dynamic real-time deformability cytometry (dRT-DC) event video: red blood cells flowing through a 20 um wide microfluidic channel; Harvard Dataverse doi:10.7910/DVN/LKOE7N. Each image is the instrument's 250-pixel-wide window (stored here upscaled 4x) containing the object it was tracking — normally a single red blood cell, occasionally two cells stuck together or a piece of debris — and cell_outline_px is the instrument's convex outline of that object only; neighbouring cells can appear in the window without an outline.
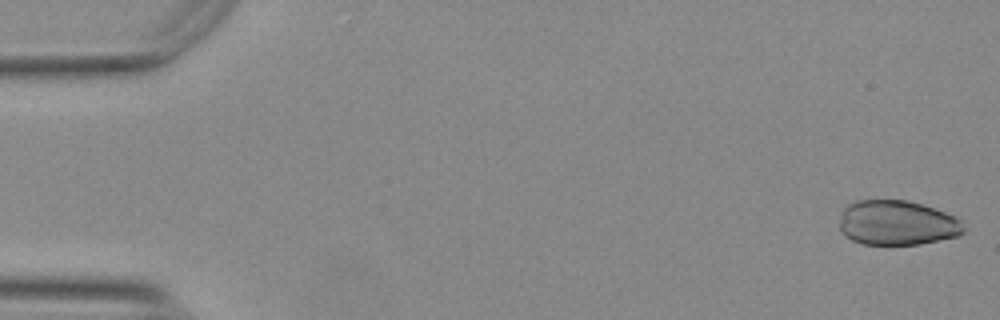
{"species": "Egyptian fruit bat (a non-hibernating species)", "species_latin": "Rousettus aegyptiacus", "temperature_condition": "warm", "stored_images_in_passage": 54, "camera_frame_rate_fps": 3000, "um_per_image_px": 0.085, "animal": {"sex": "female"}, "frame": {"image": 1, "passage_image": 1, "time_ms": 0.0, "image_size_px": [1000, 320], "cell_outline_px": [[964, 232], [956, 236], [920, 244], [864, 244], [852, 240], [844, 236], [840, 232], [840, 220], [844, 208], [848, 204], [856, 200], [904, 200], [920, 204], [944, 212], [960, 220], [964, 228]], "centroid_in_image_um": [76.21, 18.95], "position_along_channel_um": 8.8, "area_um2": 32.14}}
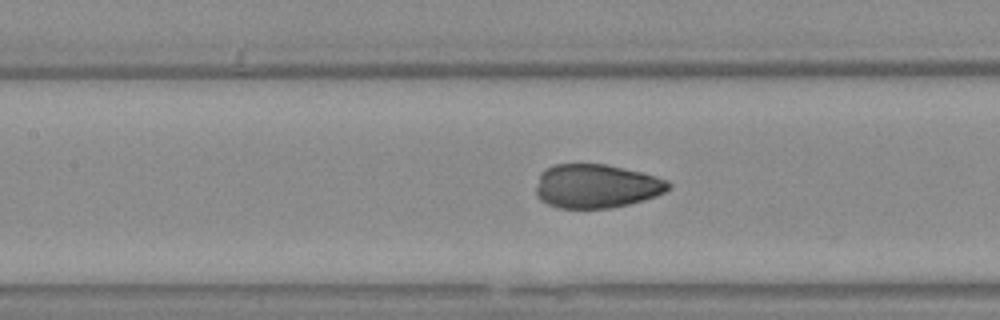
{"frame": {"image": 2, "passage_image": 24, "time_ms": 7.667, "image_size_px": [1000, 320], "cell_outline_px": [[672, 188], [656, 196], [644, 200], [612, 208], [556, 208], [540, 200], [536, 196], [536, 188], [540, 172], [556, 164], [608, 164], [656, 176], [668, 180], [672, 184]], "centroid_in_image_um": [50.7, 15.82], "position_along_channel_um": 156.7, "area_um2": 34.1}}
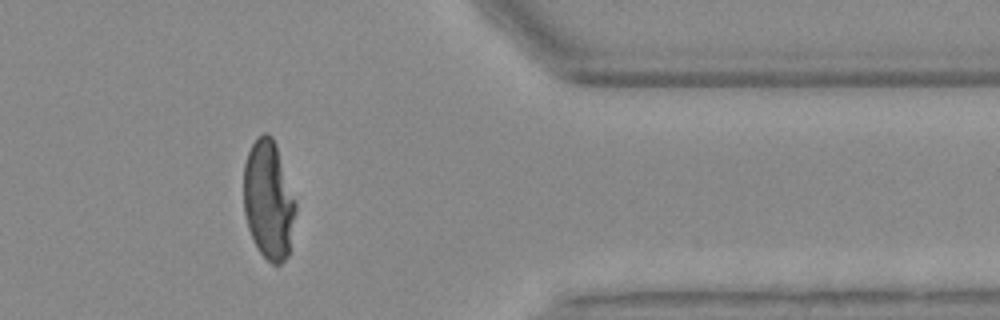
{"frame": {"image": 3, "passage_image": 44, "time_ms": 14.333, "image_size_px": [1000, 320], "cell_outline_px": [[296, 212], [288, 256], [280, 264], [272, 264], [260, 252], [248, 228], [244, 212], [244, 164], [248, 152], [252, 144], [264, 132], [268, 132], [272, 136], [276, 144], [296, 204]], "centroid_in_image_um": [22.83, 17.0], "position_along_channel_um": 388.6, "area_um2": 35.66}}